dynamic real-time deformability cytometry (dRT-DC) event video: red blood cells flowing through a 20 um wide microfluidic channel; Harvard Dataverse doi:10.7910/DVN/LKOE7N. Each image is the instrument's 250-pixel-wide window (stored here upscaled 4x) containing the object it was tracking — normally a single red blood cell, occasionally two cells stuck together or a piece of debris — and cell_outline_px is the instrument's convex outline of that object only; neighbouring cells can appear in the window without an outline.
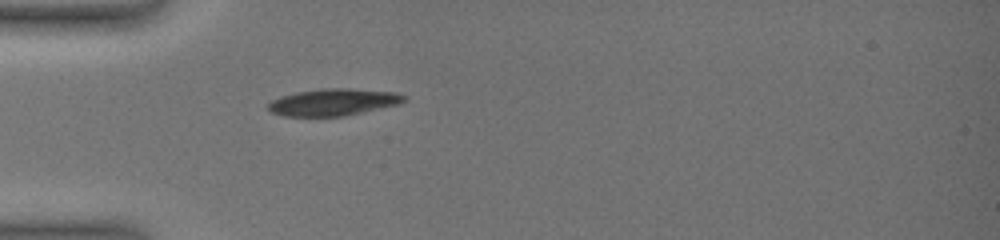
{"species": "common noctule bat (a hibernating species)", "species_latin": "Nyctalus noctula", "temperature_condition": "warm", "stored_images_in_passage": 35, "camera_frame_rate_fps": 3000, "um_per_image_px": 0.085, "animal": {"sex": "female", "body_mass_g": 19.0, "forearm_length_mm": 51.5}, "frame": {"image": 1, "passage_image": 1, "time_ms": 0.0, "image_size_px": [1000, 240], "cell_outline_px": [[408, 100], [400, 104], [364, 112], [344, 116], [284, 116], [268, 112], [268, 104], [272, 100], [280, 96], [296, 92], [320, 88], [348, 88], [396, 92], [404, 96]], "centroid_in_image_um": [28.33, 8.68], "position_along_channel_um": 56.7, "area_um2": 21.56}}
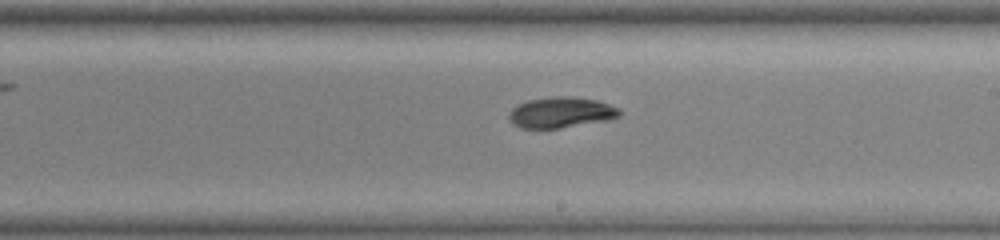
{"frame": {"image": 2, "passage_image": 13, "time_ms": 5.333, "image_size_px": [1000, 240], "cell_outline_px": [[624, 112], [620, 116], [608, 120], [560, 128], [520, 128], [508, 116], [508, 112], [512, 108], [528, 100], [552, 96], [572, 96], [596, 100], [620, 108]], "centroid_in_image_um": [47.74, 9.55], "position_along_channel_um": 241.3, "area_um2": 19.83}}
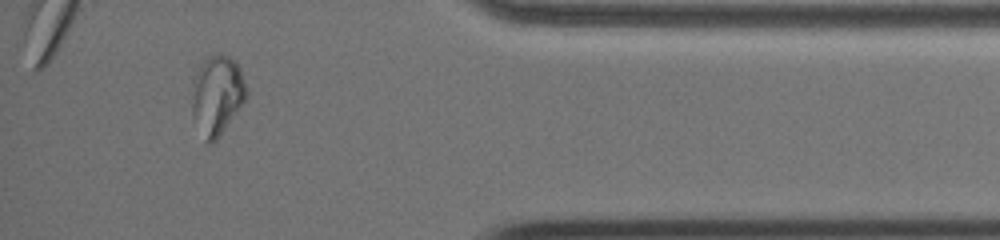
{"frame": {"image": 3, "passage_image": 32, "time_ms": 10.667, "image_size_px": [1000, 240], "cell_outline_px": [[248, 96], [244, 104], [216, 140], [208, 140], [192, 116], [192, 80], [204, 56], [228, 56], [240, 68], [248, 92]], "centroid_in_image_um": [18.46, 8.03], "position_along_channel_um": 416.7, "area_um2": 24.85}, "authors_computed_cell_mechanics": {"area_um2": 20.1722, "velocity_mm_per_s": 3.6308, "shape_relaxation_time_tau1_ms": 9.001, "shape_relaxation_time_tau2_ms": 2.7142, "deformation_change_tau1": 0.2961, "deformation_change_tau2": 0.0485}}